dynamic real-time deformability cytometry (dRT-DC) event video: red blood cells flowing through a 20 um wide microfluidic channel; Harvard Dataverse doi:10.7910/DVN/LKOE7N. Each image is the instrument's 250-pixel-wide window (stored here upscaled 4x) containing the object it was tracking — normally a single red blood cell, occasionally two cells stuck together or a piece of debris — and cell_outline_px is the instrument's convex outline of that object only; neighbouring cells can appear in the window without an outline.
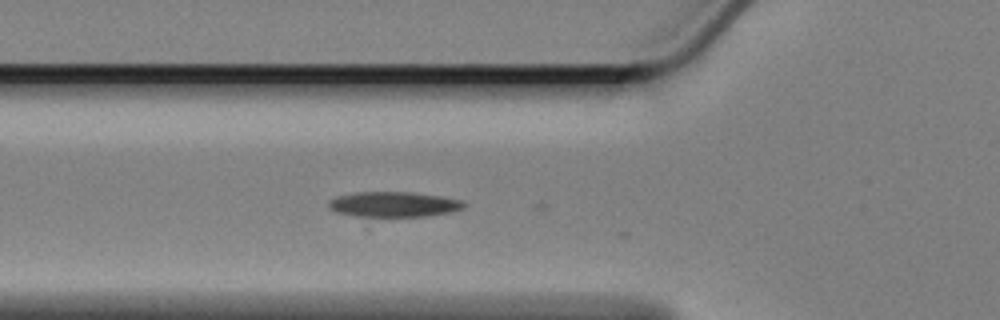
{"species": "Egyptian fruit bat (a non-hibernating species)", "species_latin": "Rousettus aegyptiacus", "temperature_condition": "cold", "stored_images_in_passage": 3, "camera_frame_rate_fps": 3000, "um_per_image_px": 0.085, "animal": {"sex": "female"}, "frame": {"image": 1, "passage_image": 2, "time_ms": 0.333, "image_size_px": [1000, 320], "cell_outline_px": [[468, 204], [464, 208], [452, 212], [368, 228], [328, 208], [328, 200], [336, 196], [356, 192], [412, 192], [440, 196], [464, 200]], "centroid_in_image_um": [33.3, 17.58], "position_along_channel_um": 92.5, "area_um2": 24.1}}